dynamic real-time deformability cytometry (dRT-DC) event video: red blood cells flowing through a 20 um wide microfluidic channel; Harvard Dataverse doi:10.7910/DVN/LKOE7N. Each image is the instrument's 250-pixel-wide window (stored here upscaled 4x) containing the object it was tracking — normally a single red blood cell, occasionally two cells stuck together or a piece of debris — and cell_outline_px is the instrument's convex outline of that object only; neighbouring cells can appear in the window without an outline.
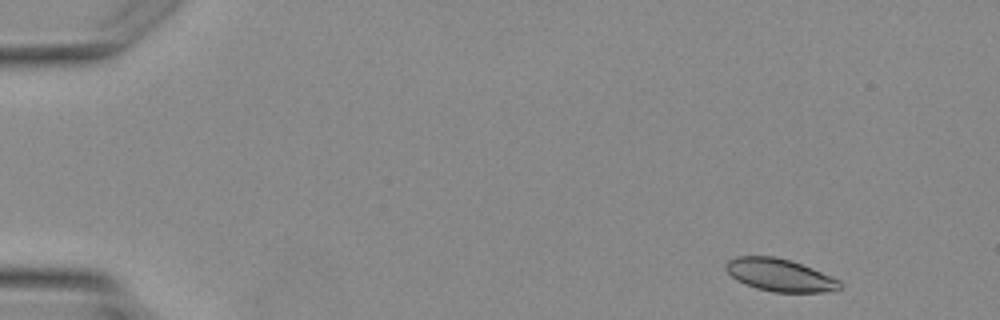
{"species": "Egyptian fruit bat (a non-hibernating species)", "species_latin": "Rousettus aegyptiacus", "temperature_condition": "warm", "stored_images_in_passage": 3, "camera_frame_rate_fps": 3000, "um_per_image_px": 0.085, "animal": {"sex": "female"}, "frame": {"image": 1, "passage_image": 1, "time_ms": 0.0, "image_size_px": [1000, 320], "cell_outline_px": [[840, 288], [836, 292], [772, 292], [756, 288], [744, 284], [736, 280], [724, 268], [724, 264], [728, 260], [736, 256], [776, 256], [792, 260], [812, 268], [840, 280]], "centroid_in_image_um": [66.27, 23.38], "position_along_channel_um": 18.7, "area_um2": 21.91}}